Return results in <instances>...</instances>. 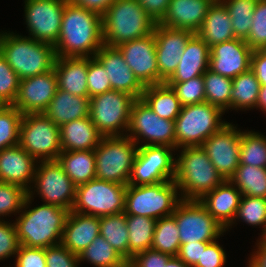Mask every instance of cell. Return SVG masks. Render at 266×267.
<instances>
[{
	"label": "cell",
	"mask_w": 266,
	"mask_h": 267,
	"mask_svg": "<svg viewBox=\"0 0 266 267\" xmlns=\"http://www.w3.org/2000/svg\"><path fill=\"white\" fill-rule=\"evenodd\" d=\"M103 45L102 16L67 0L54 45L56 57H94Z\"/></svg>",
	"instance_id": "cell-1"
},
{
	"label": "cell",
	"mask_w": 266,
	"mask_h": 267,
	"mask_svg": "<svg viewBox=\"0 0 266 267\" xmlns=\"http://www.w3.org/2000/svg\"><path fill=\"white\" fill-rule=\"evenodd\" d=\"M33 201L27 196L23 209L13 222L20 245L47 248L61 243L69 211L46 203L31 207Z\"/></svg>",
	"instance_id": "cell-2"
},
{
	"label": "cell",
	"mask_w": 266,
	"mask_h": 267,
	"mask_svg": "<svg viewBox=\"0 0 266 267\" xmlns=\"http://www.w3.org/2000/svg\"><path fill=\"white\" fill-rule=\"evenodd\" d=\"M179 149L175 153L174 181L182 200H199L224 181L201 146Z\"/></svg>",
	"instance_id": "cell-3"
},
{
	"label": "cell",
	"mask_w": 266,
	"mask_h": 267,
	"mask_svg": "<svg viewBox=\"0 0 266 267\" xmlns=\"http://www.w3.org/2000/svg\"><path fill=\"white\" fill-rule=\"evenodd\" d=\"M6 31H0V53L20 80L54 68V45L19 35L17 32Z\"/></svg>",
	"instance_id": "cell-4"
},
{
	"label": "cell",
	"mask_w": 266,
	"mask_h": 267,
	"mask_svg": "<svg viewBox=\"0 0 266 267\" xmlns=\"http://www.w3.org/2000/svg\"><path fill=\"white\" fill-rule=\"evenodd\" d=\"M157 23L137 0H115L102 15L103 44H120L154 32Z\"/></svg>",
	"instance_id": "cell-5"
},
{
	"label": "cell",
	"mask_w": 266,
	"mask_h": 267,
	"mask_svg": "<svg viewBox=\"0 0 266 267\" xmlns=\"http://www.w3.org/2000/svg\"><path fill=\"white\" fill-rule=\"evenodd\" d=\"M181 200L174 180L148 185L128 184L124 213L158 220L172 215Z\"/></svg>",
	"instance_id": "cell-6"
},
{
	"label": "cell",
	"mask_w": 266,
	"mask_h": 267,
	"mask_svg": "<svg viewBox=\"0 0 266 267\" xmlns=\"http://www.w3.org/2000/svg\"><path fill=\"white\" fill-rule=\"evenodd\" d=\"M224 114L219 107L208 102L182 107L174 120L176 150L186 146H201L227 123L222 118Z\"/></svg>",
	"instance_id": "cell-7"
},
{
	"label": "cell",
	"mask_w": 266,
	"mask_h": 267,
	"mask_svg": "<svg viewBox=\"0 0 266 267\" xmlns=\"http://www.w3.org/2000/svg\"><path fill=\"white\" fill-rule=\"evenodd\" d=\"M138 147L128 136L102 137L94 150L96 178L128 185Z\"/></svg>",
	"instance_id": "cell-8"
},
{
	"label": "cell",
	"mask_w": 266,
	"mask_h": 267,
	"mask_svg": "<svg viewBox=\"0 0 266 267\" xmlns=\"http://www.w3.org/2000/svg\"><path fill=\"white\" fill-rule=\"evenodd\" d=\"M134 100L113 89L89 98V117L103 137L126 136Z\"/></svg>",
	"instance_id": "cell-9"
},
{
	"label": "cell",
	"mask_w": 266,
	"mask_h": 267,
	"mask_svg": "<svg viewBox=\"0 0 266 267\" xmlns=\"http://www.w3.org/2000/svg\"><path fill=\"white\" fill-rule=\"evenodd\" d=\"M127 185L97 178L76 187L71 211L92 216H109L123 213Z\"/></svg>",
	"instance_id": "cell-10"
},
{
	"label": "cell",
	"mask_w": 266,
	"mask_h": 267,
	"mask_svg": "<svg viewBox=\"0 0 266 267\" xmlns=\"http://www.w3.org/2000/svg\"><path fill=\"white\" fill-rule=\"evenodd\" d=\"M18 145L37 161L57 160L62 152L59 126L44 113L24 114Z\"/></svg>",
	"instance_id": "cell-11"
},
{
	"label": "cell",
	"mask_w": 266,
	"mask_h": 267,
	"mask_svg": "<svg viewBox=\"0 0 266 267\" xmlns=\"http://www.w3.org/2000/svg\"><path fill=\"white\" fill-rule=\"evenodd\" d=\"M139 147L170 146L176 150L174 121L160 118L142 99H135L126 133Z\"/></svg>",
	"instance_id": "cell-12"
},
{
	"label": "cell",
	"mask_w": 266,
	"mask_h": 267,
	"mask_svg": "<svg viewBox=\"0 0 266 267\" xmlns=\"http://www.w3.org/2000/svg\"><path fill=\"white\" fill-rule=\"evenodd\" d=\"M38 163L28 196L34 199L39 195L43 203L71 211L75 201L76 186L64 172L62 165L58 160L38 161Z\"/></svg>",
	"instance_id": "cell-13"
},
{
	"label": "cell",
	"mask_w": 266,
	"mask_h": 267,
	"mask_svg": "<svg viewBox=\"0 0 266 267\" xmlns=\"http://www.w3.org/2000/svg\"><path fill=\"white\" fill-rule=\"evenodd\" d=\"M181 244L213 242L224 236L226 229L205 209L199 200H181L173 214Z\"/></svg>",
	"instance_id": "cell-14"
},
{
	"label": "cell",
	"mask_w": 266,
	"mask_h": 267,
	"mask_svg": "<svg viewBox=\"0 0 266 267\" xmlns=\"http://www.w3.org/2000/svg\"><path fill=\"white\" fill-rule=\"evenodd\" d=\"M175 152L170 146L138 147L128 184L148 185L174 180Z\"/></svg>",
	"instance_id": "cell-15"
},
{
	"label": "cell",
	"mask_w": 266,
	"mask_h": 267,
	"mask_svg": "<svg viewBox=\"0 0 266 267\" xmlns=\"http://www.w3.org/2000/svg\"><path fill=\"white\" fill-rule=\"evenodd\" d=\"M67 0H24V24L28 36L55 45Z\"/></svg>",
	"instance_id": "cell-16"
},
{
	"label": "cell",
	"mask_w": 266,
	"mask_h": 267,
	"mask_svg": "<svg viewBox=\"0 0 266 267\" xmlns=\"http://www.w3.org/2000/svg\"><path fill=\"white\" fill-rule=\"evenodd\" d=\"M240 138L241 129L227 122L201 145L224 180H229L240 165Z\"/></svg>",
	"instance_id": "cell-17"
},
{
	"label": "cell",
	"mask_w": 266,
	"mask_h": 267,
	"mask_svg": "<svg viewBox=\"0 0 266 267\" xmlns=\"http://www.w3.org/2000/svg\"><path fill=\"white\" fill-rule=\"evenodd\" d=\"M137 79L144 85L159 84L154 33L117 46Z\"/></svg>",
	"instance_id": "cell-18"
},
{
	"label": "cell",
	"mask_w": 266,
	"mask_h": 267,
	"mask_svg": "<svg viewBox=\"0 0 266 267\" xmlns=\"http://www.w3.org/2000/svg\"><path fill=\"white\" fill-rule=\"evenodd\" d=\"M153 33L160 84L166 82L176 71L185 46L194 33L189 30L168 28L158 23Z\"/></svg>",
	"instance_id": "cell-19"
},
{
	"label": "cell",
	"mask_w": 266,
	"mask_h": 267,
	"mask_svg": "<svg viewBox=\"0 0 266 267\" xmlns=\"http://www.w3.org/2000/svg\"><path fill=\"white\" fill-rule=\"evenodd\" d=\"M57 89L58 84L54 68L46 73L21 79L13 106L23 115L43 113Z\"/></svg>",
	"instance_id": "cell-20"
},
{
	"label": "cell",
	"mask_w": 266,
	"mask_h": 267,
	"mask_svg": "<svg viewBox=\"0 0 266 267\" xmlns=\"http://www.w3.org/2000/svg\"><path fill=\"white\" fill-rule=\"evenodd\" d=\"M253 50L245 40L234 38L210 48L209 70L231 79L251 69Z\"/></svg>",
	"instance_id": "cell-21"
},
{
	"label": "cell",
	"mask_w": 266,
	"mask_h": 267,
	"mask_svg": "<svg viewBox=\"0 0 266 267\" xmlns=\"http://www.w3.org/2000/svg\"><path fill=\"white\" fill-rule=\"evenodd\" d=\"M105 68L111 89L142 97L145 86L137 79L117 47L103 45L94 56Z\"/></svg>",
	"instance_id": "cell-22"
},
{
	"label": "cell",
	"mask_w": 266,
	"mask_h": 267,
	"mask_svg": "<svg viewBox=\"0 0 266 267\" xmlns=\"http://www.w3.org/2000/svg\"><path fill=\"white\" fill-rule=\"evenodd\" d=\"M38 161L19 145L0 151V181L31 188Z\"/></svg>",
	"instance_id": "cell-23"
},
{
	"label": "cell",
	"mask_w": 266,
	"mask_h": 267,
	"mask_svg": "<svg viewBox=\"0 0 266 267\" xmlns=\"http://www.w3.org/2000/svg\"><path fill=\"white\" fill-rule=\"evenodd\" d=\"M214 1L170 0L167 11L158 24L172 29L189 30L196 34Z\"/></svg>",
	"instance_id": "cell-24"
},
{
	"label": "cell",
	"mask_w": 266,
	"mask_h": 267,
	"mask_svg": "<svg viewBox=\"0 0 266 267\" xmlns=\"http://www.w3.org/2000/svg\"><path fill=\"white\" fill-rule=\"evenodd\" d=\"M241 197V191L230 180H224L199 201L227 229L235 219Z\"/></svg>",
	"instance_id": "cell-25"
},
{
	"label": "cell",
	"mask_w": 266,
	"mask_h": 267,
	"mask_svg": "<svg viewBox=\"0 0 266 267\" xmlns=\"http://www.w3.org/2000/svg\"><path fill=\"white\" fill-rule=\"evenodd\" d=\"M100 235L99 217L69 211L61 244L70 252L78 255Z\"/></svg>",
	"instance_id": "cell-26"
},
{
	"label": "cell",
	"mask_w": 266,
	"mask_h": 267,
	"mask_svg": "<svg viewBox=\"0 0 266 267\" xmlns=\"http://www.w3.org/2000/svg\"><path fill=\"white\" fill-rule=\"evenodd\" d=\"M210 47L194 34L187 42L176 71L166 83H182L209 69Z\"/></svg>",
	"instance_id": "cell-27"
},
{
	"label": "cell",
	"mask_w": 266,
	"mask_h": 267,
	"mask_svg": "<svg viewBox=\"0 0 266 267\" xmlns=\"http://www.w3.org/2000/svg\"><path fill=\"white\" fill-rule=\"evenodd\" d=\"M54 70L58 89L88 97V57H56Z\"/></svg>",
	"instance_id": "cell-28"
},
{
	"label": "cell",
	"mask_w": 266,
	"mask_h": 267,
	"mask_svg": "<svg viewBox=\"0 0 266 267\" xmlns=\"http://www.w3.org/2000/svg\"><path fill=\"white\" fill-rule=\"evenodd\" d=\"M59 130L62 151L95 150L103 137L89 116L64 123Z\"/></svg>",
	"instance_id": "cell-29"
},
{
	"label": "cell",
	"mask_w": 266,
	"mask_h": 267,
	"mask_svg": "<svg viewBox=\"0 0 266 267\" xmlns=\"http://www.w3.org/2000/svg\"><path fill=\"white\" fill-rule=\"evenodd\" d=\"M57 126L89 116V97L76 96L57 89L43 112Z\"/></svg>",
	"instance_id": "cell-30"
},
{
	"label": "cell",
	"mask_w": 266,
	"mask_h": 267,
	"mask_svg": "<svg viewBox=\"0 0 266 267\" xmlns=\"http://www.w3.org/2000/svg\"><path fill=\"white\" fill-rule=\"evenodd\" d=\"M210 48L235 38L228 10L220 0L209 7L201 28L196 33Z\"/></svg>",
	"instance_id": "cell-31"
},
{
	"label": "cell",
	"mask_w": 266,
	"mask_h": 267,
	"mask_svg": "<svg viewBox=\"0 0 266 267\" xmlns=\"http://www.w3.org/2000/svg\"><path fill=\"white\" fill-rule=\"evenodd\" d=\"M57 160L76 187L96 178L94 150L62 151Z\"/></svg>",
	"instance_id": "cell-32"
},
{
	"label": "cell",
	"mask_w": 266,
	"mask_h": 267,
	"mask_svg": "<svg viewBox=\"0 0 266 267\" xmlns=\"http://www.w3.org/2000/svg\"><path fill=\"white\" fill-rule=\"evenodd\" d=\"M160 118L174 121L181 111V104L174 90L166 82L145 86L141 97Z\"/></svg>",
	"instance_id": "cell-33"
},
{
	"label": "cell",
	"mask_w": 266,
	"mask_h": 267,
	"mask_svg": "<svg viewBox=\"0 0 266 267\" xmlns=\"http://www.w3.org/2000/svg\"><path fill=\"white\" fill-rule=\"evenodd\" d=\"M260 87L261 85L251 69L233 78L229 110L238 112L255 109Z\"/></svg>",
	"instance_id": "cell-34"
},
{
	"label": "cell",
	"mask_w": 266,
	"mask_h": 267,
	"mask_svg": "<svg viewBox=\"0 0 266 267\" xmlns=\"http://www.w3.org/2000/svg\"><path fill=\"white\" fill-rule=\"evenodd\" d=\"M157 220L139 215H126L129 261L139 252L151 249Z\"/></svg>",
	"instance_id": "cell-35"
},
{
	"label": "cell",
	"mask_w": 266,
	"mask_h": 267,
	"mask_svg": "<svg viewBox=\"0 0 266 267\" xmlns=\"http://www.w3.org/2000/svg\"><path fill=\"white\" fill-rule=\"evenodd\" d=\"M99 232L105 240L129 262L128 229L126 225V214L120 213L99 217Z\"/></svg>",
	"instance_id": "cell-36"
},
{
	"label": "cell",
	"mask_w": 266,
	"mask_h": 267,
	"mask_svg": "<svg viewBox=\"0 0 266 267\" xmlns=\"http://www.w3.org/2000/svg\"><path fill=\"white\" fill-rule=\"evenodd\" d=\"M78 258L80 264L87 262L94 267H127L128 264L111 244L100 235L78 254Z\"/></svg>",
	"instance_id": "cell-37"
},
{
	"label": "cell",
	"mask_w": 266,
	"mask_h": 267,
	"mask_svg": "<svg viewBox=\"0 0 266 267\" xmlns=\"http://www.w3.org/2000/svg\"><path fill=\"white\" fill-rule=\"evenodd\" d=\"M229 180L242 195L266 198V168L240 164Z\"/></svg>",
	"instance_id": "cell-38"
},
{
	"label": "cell",
	"mask_w": 266,
	"mask_h": 267,
	"mask_svg": "<svg viewBox=\"0 0 266 267\" xmlns=\"http://www.w3.org/2000/svg\"><path fill=\"white\" fill-rule=\"evenodd\" d=\"M237 222H245L248 226L261 228V235L258 238L266 237V198L242 195L239 207L232 224L226 229L229 232Z\"/></svg>",
	"instance_id": "cell-39"
},
{
	"label": "cell",
	"mask_w": 266,
	"mask_h": 267,
	"mask_svg": "<svg viewBox=\"0 0 266 267\" xmlns=\"http://www.w3.org/2000/svg\"><path fill=\"white\" fill-rule=\"evenodd\" d=\"M240 164L266 168V135L254 130H241Z\"/></svg>",
	"instance_id": "cell-40"
},
{
	"label": "cell",
	"mask_w": 266,
	"mask_h": 267,
	"mask_svg": "<svg viewBox=\"0 0 266 267\" xmlns=\"http://www.w3.org/2000/svg\"><path fill=\"white\" fill-rule=\"evenodd\" d=\"M206 102L224 113L231 108L232 79L207 70L203 74Z\"/></svg>",
	"instance_id": "cell-41"
},
{
	"label": "cell",
	"mask_w": 266,
	"mask_h": 267,
	"mask_svg": "<svg viewBox=\"0 0 266 267\" xmlns=\"http://www.w3.org/2000/svg\"><path fill=\"white\" fill-rule=\"evenodd\" d=\"M179 230L173 215L157 220L151 249L177 256L180 249Z\"/></svg>",
	"instance_id": "cell-42"
},
{
	"label": "cell",
	"mask_w": 266,
	"mask_h": 267,
	"mask_svg": "<svg viewBox=\"0 0 266 267\" xmlns=\"http://www.w3.org/2000/svg\"><path fill=\"white\" fill-rule=\"evenodd\" d=\"M229 12L235 38L246 40L258 0H220Z\"/></svg>",
	"instance_id": "cell-43"
},
{
	"label": "cell",
	"mask_w": 266,
	"mask_h": 267,
	"mask_svg": "<svg viewBox=\"0 0 266 267\" xmlns=\"http://www.w3.org/2000/svg\"><path fill=\"white\" fill-rule=\"evenodd\" d=\"M23 114L13 105L0 107V151L19 144V128Z\"/></svg>",
	"instance_id": "cell-44"
},
{
	"label": "cell",
	"mask_w": 266,
	"mask_h": 267,
	"mask_svg": "<svg viewBox=\"0 0 266 267\" xmlns=\"http://www.w3.org/2000/svg\"><path fill=\"white\" fill-rule=\"evenodd\" d=\"M27 196L28 191L22 187L0 181V220L19 214Z\"/></svg>",
	"instance_id": "cell-45"
},
{
	"label": "cell",
	"mask_w": 266,
	"mask_h": 267,
	"mask_svg": "<svg viewBox=\"0 0 266 267\" xmlns=\"http://www.w3.org/2000/svg\"><path fill=\"white\" fill-rule=\"evenodd\" d=\"M176 93L182 107L206 102L203 75L182 83H167Z\"/></svg>",
	"instance_id": "cell-46"
},
{
	"label": "cell",
	"mask_w": 266,
	"mask_h": 267,
	"mask_svg": "<svg viewBox=\"0 0 266 267\" xmlns=\"http://www.w3.org/2000/svg\"><path fill=\"white\" fill-rule=\"evenodd\" d=\"M245 42L254 50L266 46V0H258L252 15L250 34Z\"/></svg>",
	"instance_id": "cell-47"
},
{
	"label": "cell",
	"mask_w": 266,
	"mask_h": 267,
	"mask_svg": "<svg viewBox=\"0 0 266 267\" xmlns=\"http://www.w3.org/2000/svg\"><path fill=\"white\" fill-rule=\"evenodd\" d=\"M20 79L0 53V103L13 105L19 90Z\"/></svg>",
	"instance_id": "cell-48"
},
{
	"label": "cell",
	"mask_w": 266,
	"mask_h": 267,
	"mask_svg": "<svg viewBox=\"0 0 266 267\" xmlns=\"http://www.w3.org/2000/svg\"><path fill=\"white\" fill-rule=\"evenodd\" d=\"M87 88L89 98L112 90L105 68L95 57H88Z\"/></svg>",
	"instance_id": "cell-49"
},
{
	"label": "cell",
	"mask_w": 266,
	"mask_h": 267,
	"mask_svg": "<svg viewBox=\"0 0 266 267\" xmlns=\"http://www.w3.org/2000/svg\"><path fill=\"white\" fill-rule=\"evenodd\" d=\"M9 221L0 220V262L14 258L20 246L14 220Z\"/></svg>",
	"instance_id": "cell-50"
},
{
	"label": "cell",
	"mask_w": 266,
	"mask_h": 267,
	"mask_svg": "<svg viewBox=\"0 0 266 267\" xmlns=\"http://www.w3.org/2000/svg\"><path fill=\"white\" fill-rule=\"evenodd\" d=\"M47 267H79L78 255L70 252L61 243L45 248Z\"/></svg>",
	"instance_id": "cell-51"
},
{
	"label": "cell",
	"mask_w": 266,
	"mask_h": 267,
	"mask_svg": "<svg viewBox=\"0 0 266 267\" xmlns=\"http://www.w3.org/2000/svg\"><path fill=\"white\" fill-rule=\"evenodd\" d=\"M14 264V267H47L45 248L20 245L15 256ZM9 267H12V265Z\"/></svg>",
	"instance_id": "cell-52"
},
{
	"label": "cell",
	"mask_w": 266,
	"mask_h": 267,
	"mask_svg": "<svg viewBox=\"0 0 266 267\" xmlns=\"http://www.w3.org/2000/svg\"><path fill=\"white\" fill-rule=\"evenodd\" d=\"M219 239L210 242L202 251L201 260L194 267H224L227 261V254Z\"/></svg>",
	"instance_id": "cell-53"
},
{
	"label": "cell",
	"mask_w": 266,
	"mask_h": 267,
	"mask_svg": "<svg viewBox=\"0 0 266 267\" xmlns=\"http://www.w3.org/2000/svg\"><path fill=\"white\" fill-rule=\"evenodd\" d=\"M172 256L153 249L136 253L127 267H164Z\"/></svg>",
	"instance_id": "cell-54"
},
{
	"label": "cell",
	"mask_w": 266,
	"mask_h": 267,
	"mask_svg": "<svg viewBox=\"0 0 266 267\" xmlns=\"http://www.w3.org/2000/svg\"><path fill=\"white\" fill-rule=\"evenodd\" d=\"M210 242H195L181 244L177 257L181 259L186 265L194 267L199 260H201L202 251Z\"/></svg>",
	"instance_id": "cell-55"
},
{
	"label": "cell",
	"mask_w": 266,
	"mask_h": 267,
	"mask_svg": "<svg viewBox=\"0 0 266 267\" xmlns=\"http://www.w3.org/2000/svg\"><path fill=\"white\" fill-rule=\"evenodd\" d=\"M147 14L159 23L164 17L170 0H137Z\"/></svg>",
	"instance_id": "cell-56"
},
{
	"label": "cell",
	"mask_w": 266,
	"mask_h": 267,
	"mask_svg": "<svg viewBox=\"0 0 266 267\" xmlns=\"http://www.w3.org/2000/svg\"><path fill=\"white\" fill-rule=\"evenodd\" d=\"M251 70L255 73L260 85L266 86V54L262 50L253 51Z\"/></svg>",
	"instance_id": "cell-57"
},
{
	"label": "cell",
	"mask_w": 266,
	"mask_h": 267,
	"mask_svg": "<svg viewBox=\"0 0 266 267\" xmlns=\"http://www.w3.org/2000/svg\"><path fill=\"white\" fill-rule=\"evenodd\" d=\"M254 249L248 257V267H266V237L257 238Z\"/></svg>",
	"instance_id": "cell-58"
},
{
	"label": "cell",
	"mask_w": 266,
	"mask_h": 267,
	"mask_svg": "<svg viewBox=\"0 0 266 267\" xmlns=\"http://www.w3.org/2000/svg\"><path fill=\"white\" fill-rule=\"evenodd\" d=\"M74 5L84 7L85 9L95 11L101 16L115 0H68Z\"/></svg>",
	"instance_id": "cell-59"
},
{
	"label": "cell",
	"mask_w": 266,
	"mask_h": 267,
	"mask_svg": "<svg viewBox=\"0 0 266 267\" xmlns=\"http://www.w3.org/2000/svg\"><path fill=\"white\" fill-rule=\"evenodd\" d=\"M255 109H259V111L261 110L263 114L266 113V86L260 87Z\"/></svg>",
	"instance_id": "cell-60"
},
{
	"label": "cell",
	"mask_w": 266,
	"mask_h": 267,
	"mask_svg": "<svg viewBox=\"0 0 266 267\" xmlns=\"http://www.w3.org/2000/svg\"><path fill=\"white\" fill-rule=\"evenodd\" d=\"M164 267H190L186 265L181 259H179L177 256H172L166 264H164Z\"/></svg>",
	"instance_id": "cell-61"
},
{
	"label": "cell",
	"mask_w": 266,
	"mask_h": 267,
	"mask_svg": "<svg viewBox=\"0 0 266 267\" xmlns=\"http://www.w3.org/2000/svg\"><path fill=\"white\" fill-rule=\"evenodd\" d=\"M262 51L266 54V46L262 49Z\"/></svg>",
	"instance_id": "cell-62"
}]
</instances>
